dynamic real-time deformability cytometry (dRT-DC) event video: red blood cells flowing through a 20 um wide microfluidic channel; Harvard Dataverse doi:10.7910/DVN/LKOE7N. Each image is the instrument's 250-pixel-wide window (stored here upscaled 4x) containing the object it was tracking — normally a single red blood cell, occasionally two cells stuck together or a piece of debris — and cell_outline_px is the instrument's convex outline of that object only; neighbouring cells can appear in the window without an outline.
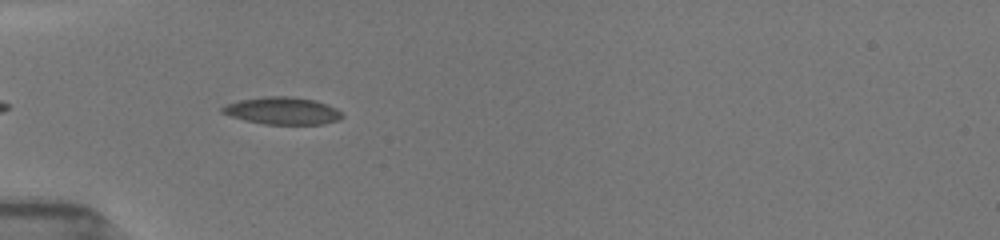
{"species": "common noctule bat (a hibernating species)", "species_latin": "Nyctalus noctula", "temperature_condition": "room temperature", "stored_images_in_passage": 9, "camera_frame_rate_fps": 3000, "um_per_image_px": 0.085, "animal": {"sex": "female", "body_mass_g": 19.5, "forearm_length_mm": 54.1}, "frame": {"image": 1, "passage_image": 8, "time_ms": 1.333, "image_size_px": [1000, 240], "cell_outline_px": [[344, 116], [340, 120], [324, 124], [264, 124], [244, 120], [220, 112], [220, 108], [228, 104], [240, 100], [264, 96], [288, 96], [316, 100], [336, 108]], "centroid_in_image_um": [24.03, 9.42], "position_along_channel_um": 61.0, "area_um2": 19.07}}